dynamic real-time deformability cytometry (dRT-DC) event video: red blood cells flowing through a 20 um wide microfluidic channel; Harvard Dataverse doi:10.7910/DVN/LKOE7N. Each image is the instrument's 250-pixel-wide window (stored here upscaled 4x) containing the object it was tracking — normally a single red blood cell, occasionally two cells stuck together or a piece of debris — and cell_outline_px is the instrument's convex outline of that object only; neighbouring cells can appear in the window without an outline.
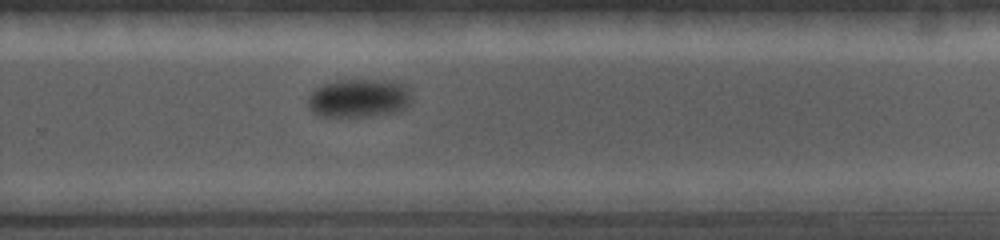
{"species": "common noctule bat (a hibernating species)", "species_latin": "Nyctalus noctula", "temperature_condition": "cold", "stored_images_in_passage": 9, "camera_frame_rate_fps": 5000, "um_per_image_px": 0.085, "animal": {"sex": "female", "body_mass_g": 19.0, "forearm_length_mm": 56.7}, "frame": {"image": 1, "passage_image": 8, "time_ms": 7.0, "image_size_px": [1000, 240], "cell_outline_px": [[412, 104], [408, 108], [396, 112], [372, 116], [316, 116], [308, 108], [308, 96], [316, 88], [324, 84], [336, 80], [396, 80], [408, 84], [412, 96]], "centroid_in_image_um": [30.59, 8.34], "position_along_channel_um": 299.2, "area_um2": 23.99}}